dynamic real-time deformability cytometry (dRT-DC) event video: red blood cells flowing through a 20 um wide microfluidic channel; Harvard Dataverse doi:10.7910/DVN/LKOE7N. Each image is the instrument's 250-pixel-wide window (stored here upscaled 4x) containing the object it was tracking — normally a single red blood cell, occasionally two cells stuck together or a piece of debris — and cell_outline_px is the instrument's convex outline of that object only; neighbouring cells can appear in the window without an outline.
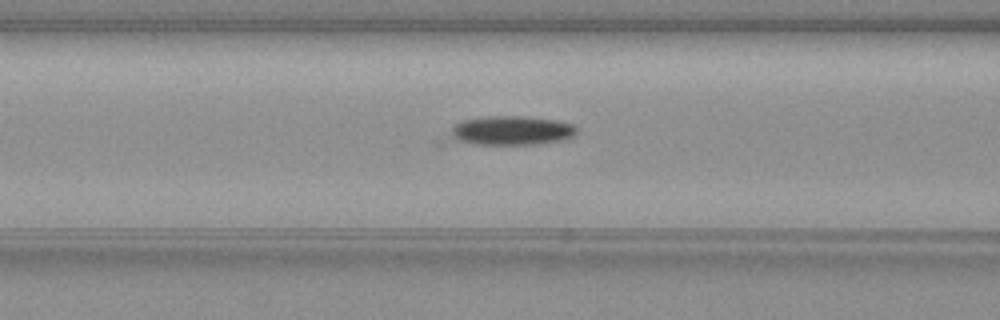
{"species": "common noctule bat (a hibernating species)", "species_latin": "Nyctalus noctula", "temperature_condition": "warm", "stored_images_in_passage": 55, "camera_frame_rate_fps": 3000, "um_per_image_px": 0.085, "animal": {"sex": "female", "body_mass_g": 19.3, "forearm_length_mm": 54.1}, "frame": {"image": 1, "passage_image": 23, "time_ms": 7.333, "image_size_px": [1000, 320], "cell_outline_px": [[576, 132], [572, 136], [564, 140], [532, 144], [440, 144], [436, 140], [456, 124], [464, 120], [484, 116], [528, 116], [556, 120], [572, 124], [576, 128]], "centroid_in_image_um": [43.13, 11.13], "position_along_channel_um": 123.5, "area_um2": 22.83}}
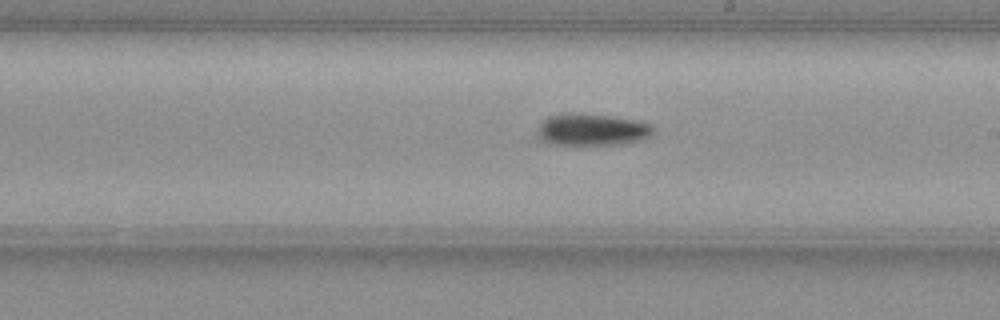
{"frame": {"image": 2, "passage_image": 32, "time_ms": 10.333, "image_size_px": [1000, 320], "cell_outline_px": [[652, 132], [648, 136], [640, 140], [624, 144], [572, 148], [548, 144], [540, 140], [536, 136], [536, 132], [540, 124], [548, 116], [568, 112], [580, 112], [608, 116], [632, 120], [648, 124], [652, 128]], "centroid_in_image_um": [50.16, 11.08], "position_along_channel_um": 238.8, "area_um2": 22.54}}
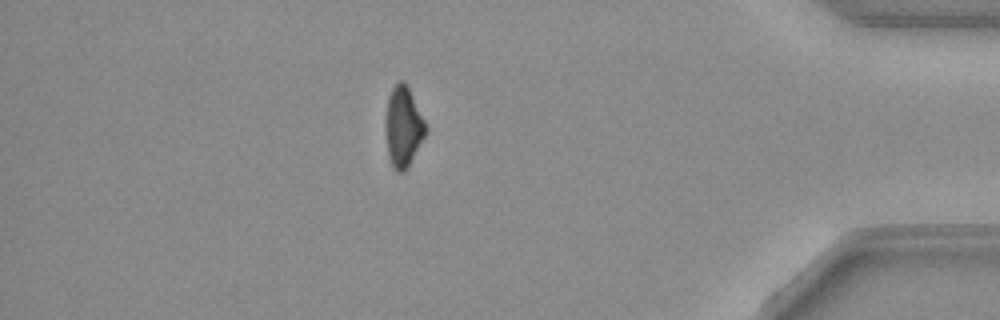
{"frame": {"image": 3, "passage_image": 48, "time_ms": 15.667, "image_size_px": [1000, 320], "cell_outline_px": [[428, 128], [424, 136], [404, 172], [396, 172], [392, 168], [388, 156], [384, 124], [384, 120], [388, 96], [392, 88], [400, 80], [404, 80]], "centroid_in_image_um": [34.23, 10.78], "position_along_channel_um": 401.0, "area_um2": 18.67}, "authors_computed_cell_mechanics": {"area_um2": 19.1896, "velocity_mm_per_s": 3.8431, "shape_relaxation_time_tau1_ms": 7.7561, "shape_relaxation_time_tau2_ms": null, "deformation_change_tau1": 0.223, "deformation_change_tau2": null}}